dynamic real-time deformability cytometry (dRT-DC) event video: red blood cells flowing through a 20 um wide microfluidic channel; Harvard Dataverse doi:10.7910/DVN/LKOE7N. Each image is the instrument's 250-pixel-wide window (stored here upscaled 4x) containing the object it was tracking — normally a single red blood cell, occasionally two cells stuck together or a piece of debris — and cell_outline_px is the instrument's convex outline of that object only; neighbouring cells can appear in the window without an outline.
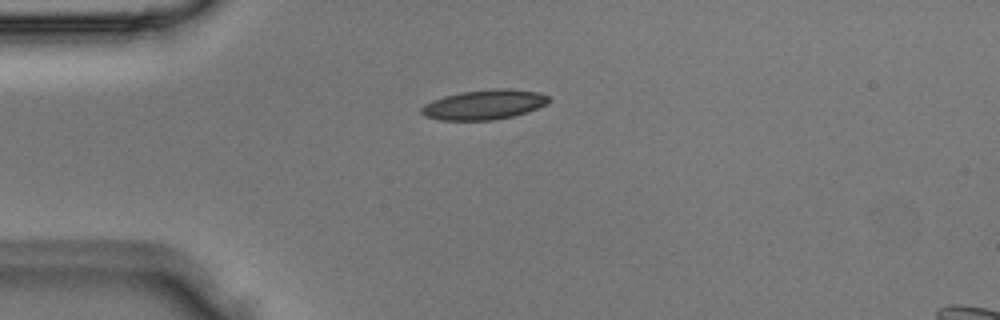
{"species": "Egyptian fruit bat (a non-hibernating species)", "species_latin": "Rousettus aegyptiacus", "temperature_condition": "room temperature", "stored_images_in_passage": 1, "camera_frame_rate_fps": 3000, "um_per_image_px": 0.085, "animal": {"sex": "male"}, "frame": {"image": 1, "passage_image": 1, "time_ms": 0.0, "image_size_px": [1000, 320], "cell_outline_px": [[552, 100], [528, 112], [512, 116], [492, 120], [440, 120], [424, 116], [420, 112], [420, 108], [424, 104], [432, 100], [444, 96], [460, 92], [496, 88], [508, 88], [540, 92], [548, 96]], "centroid_in_image_um": [41.13, 8.88], "position_along_channel_um": 43.9, "area_um2": 22.2}}